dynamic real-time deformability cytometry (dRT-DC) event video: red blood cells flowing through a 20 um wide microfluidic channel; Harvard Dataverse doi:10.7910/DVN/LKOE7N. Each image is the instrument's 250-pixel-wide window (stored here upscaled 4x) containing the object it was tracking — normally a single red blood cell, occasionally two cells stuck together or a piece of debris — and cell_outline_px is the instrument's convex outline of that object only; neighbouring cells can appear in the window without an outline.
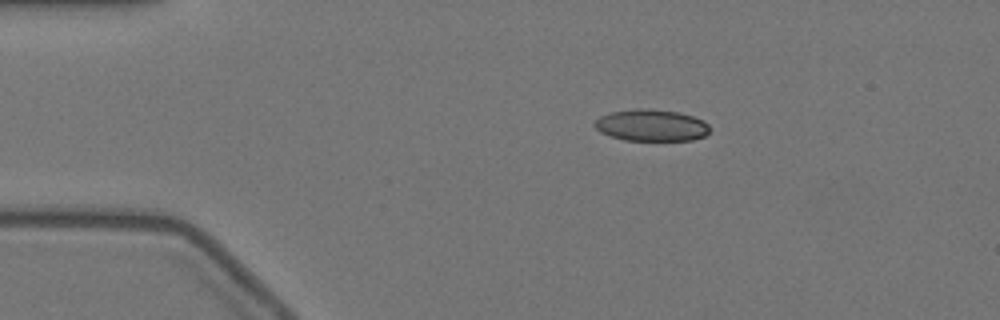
{"species": "Egyptian fruit bat (a non-hibernating species)", "species_latin": "Rousettus aegyptiacus", "temperature_condition": "warm", "stored_images_in_passage": 3, "camera_frame_rate_fps": 3000, "um_per_image_px": 0.085, "animal": {"sex": "female"}, "frame": {"image": 1, "passage_image": 1, "time_ms": 0.0, "image_size_px": [1000, 320], "cell_outline_px": [[708, 132], [704, 136], [692, 140], [624, 140], [600, 132], [592, 124], [600, 116], [608, 112], [636, 108], [644, 108], [680, 112], [704, 120], [708, 124]], "centroid_in_image_um": [55.34, 10.63], "position_along_channel_um": 29.7, "area_um2": 21.33}}